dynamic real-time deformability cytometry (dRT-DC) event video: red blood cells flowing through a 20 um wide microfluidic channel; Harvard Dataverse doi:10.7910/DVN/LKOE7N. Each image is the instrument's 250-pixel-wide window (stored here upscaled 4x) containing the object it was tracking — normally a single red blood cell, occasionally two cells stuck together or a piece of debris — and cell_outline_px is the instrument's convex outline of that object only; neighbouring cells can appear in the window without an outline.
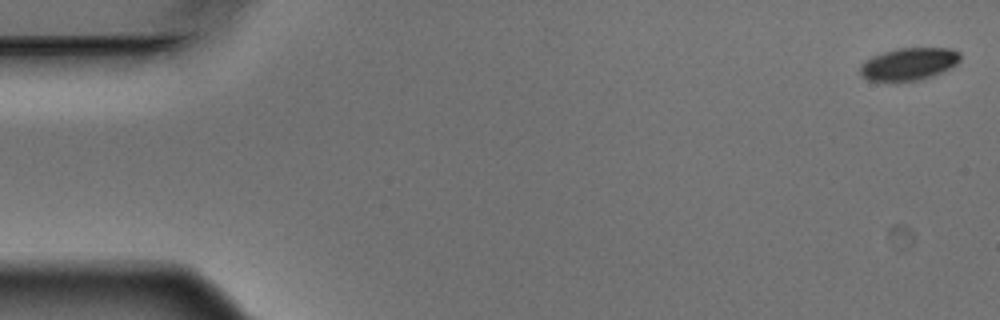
{"species": "Egyptian fruit bat (a non-hibernating species)", "species_latin": "Rousettus aegyptiacus", "temperature_condition": "warm", "stored_images_in_passage": 5, "camera_frame_rate_fps": 3000, "um_per_image_px": 0.085, "animal": {"sex": "male"}, "frame": {"image": 1, "passage_image": 1, "time_ms": 0.0, "image_size_px": [1000, 320], "cell_outline_px": [[960, 60], [956, 64], [940, 72], [916, 80], [868, 80], [860, 72], [860, 64], [864, 60], [872, 56], [896, 48], [952, 48], [960, 52]], "centroid_in_image_um": [77.24, 5.4], "position_along_channel_um": 7.8, "area_um2": 18.5}}
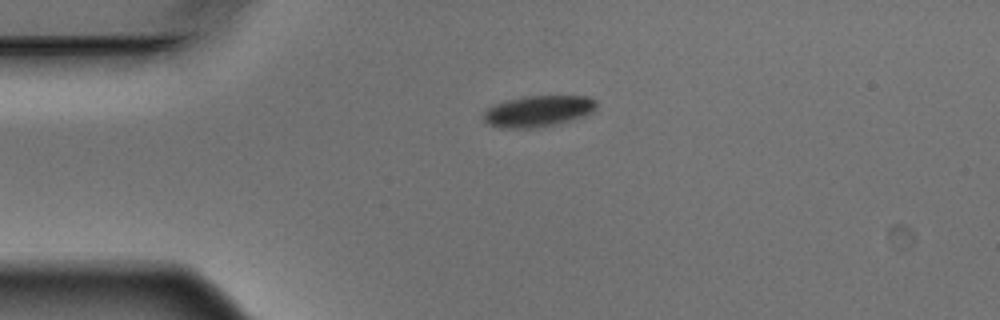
{"frame": {"image": 2, "passage_image": 4, "time_ms": 1.0, "image_size_px": [1000, 320], "cell_outline_px": [[596, 108], [592, 112], [584, 116], [556, 124], [536, 128], [500, 128], [488, 124], [484, 120], [484, 112], [488, 108], [496, 104], [508, 100], [524, 96], [588, 96], [596, 100]], "centroid_in_image_um": [45.76, 9.45], "position_along_channel_um": 39.2, "area_um2": 20.46}}